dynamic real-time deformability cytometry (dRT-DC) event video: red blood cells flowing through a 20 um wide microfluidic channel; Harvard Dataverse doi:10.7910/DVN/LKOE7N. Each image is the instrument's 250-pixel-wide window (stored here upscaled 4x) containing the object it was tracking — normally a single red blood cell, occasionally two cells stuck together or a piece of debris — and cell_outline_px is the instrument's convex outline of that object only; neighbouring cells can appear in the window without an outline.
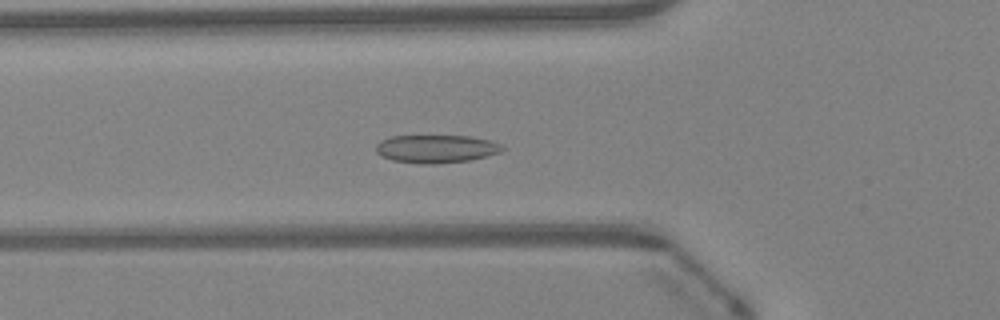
{"species": "Egyptian fruit bat (a non-hibernating species)", "species_latin": "Rousettus aegyptiacus", "temperature_condition": "warm", "stored_images_in_passage": 48, "camera_frame_rate_fps": 3000, "um_per_image_px": 0.085, "animal": {"sex": "female"}, "frame": {"image": 1, "passage_image": 17, "time_ms": 5.333, "image_size_px": [1000, 320], "cell_outline_px": [[504, 148], [500, 152], [468, 160], [432, 164], [420, 164], [392, 160], [380, 156], [376, 152], [376, 144], [380, 140], [392, 136], [472, 136], [492, 140], [500, 144]], "centroid_in_image_um": [37.04, 12.64], "position_along_channel_um": 88.8, "area_um2": 20.63}}
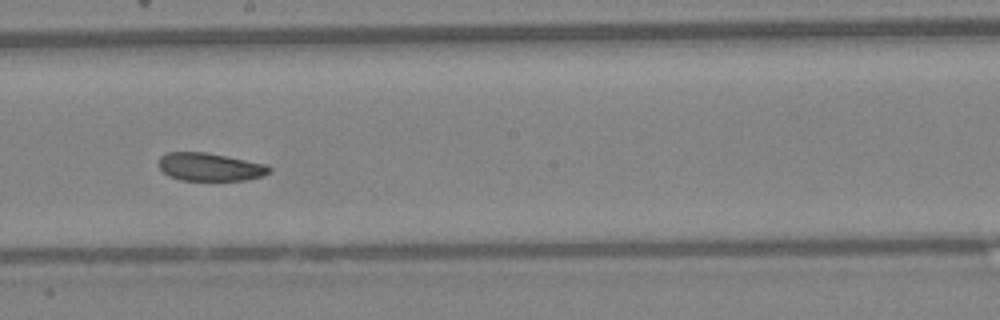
{"frame": {"image": 2, "passage_image": 27, "time_ms": 8.667, "image_size_px": [1000, 320], "cell_outline_px": [[272, 168], [268, 172], [260, 176], [244, 180], [180, 180], [168, 176], [160, 168], [160, 156], [168, 152], [208, 152], [268, 164]], "centroid_in_image_um": [17.85, 14.18], "position_along_channel_um": 230.4, "area_um2": 18.03}}
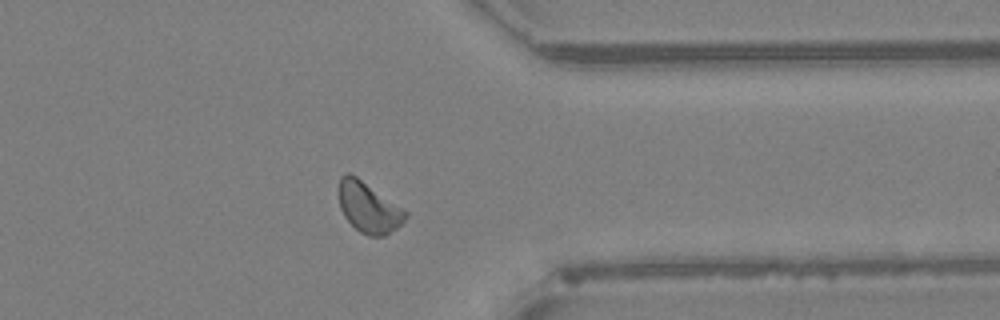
{"frame": {"image": 3, "passage_image": 38, "time_ms": 12.333, "image_size_px": [1000, 320], "cell_outline_px": [[408, 216], [396, 228], [384, 236], [368, 236], [360, 232], [344, 216], [340, 208], [340, 176], [348, 172], [356, 176], [408, 212]], "centroid_in_image_um": [31.33, 17.64], "position_along_channel_um": 380.1, "area_um2": 19.19}, "authors_computed_cell_mechanics": {"area_um2": 19.1318, "velocity_mm_per_s": 4.2689, "shape_relaxation_time_tau1_ms": 8.4708, "shape_relaxation_time_tau2_ms": 5.3474, "deformation_change_tau1": 0.107, "deformation_change_tau2": 0.1014}}